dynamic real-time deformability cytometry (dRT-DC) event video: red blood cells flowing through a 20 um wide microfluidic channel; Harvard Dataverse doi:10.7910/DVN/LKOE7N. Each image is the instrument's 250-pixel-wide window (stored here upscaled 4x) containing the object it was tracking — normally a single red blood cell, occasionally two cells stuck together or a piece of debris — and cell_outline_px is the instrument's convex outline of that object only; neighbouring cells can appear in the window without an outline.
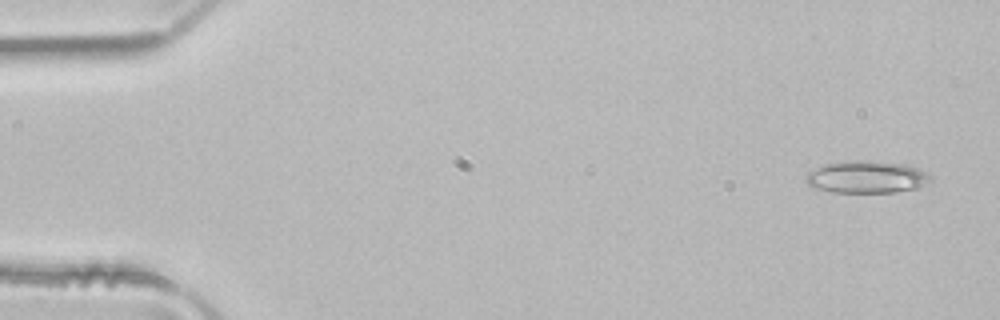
{"species": "common noctule bat (a hibernating species)", "species_latin": "Nyctalus noctula", "temperature_condition": "room temperature", "stored_images_in_passage": 4, "camera_frame_rate_fps": 3000, "um_per_image_px": 0.085, "animal": {"sex": "male", "body_mass_g": 21.5, "forearm_length_mm": 52.0}, "frame": {"image": 1, "passage_image": 1, "time_ms": 0.0, "image_size_px": [1000, 320], "cell_outline_px": [[932, 180], [916, 188], [896, 192], [832, 192], [816, 188], [808, 184], [804, 180], [804, 176], [808, 172], [820, 164], [844, 160], [872, 160], [904, 164], [916, 168], [932, 176]], "centroid_in_image_um": [73.59, 15.02], "position_along_channel_um": 11.4, "area_um2": 23.7}}